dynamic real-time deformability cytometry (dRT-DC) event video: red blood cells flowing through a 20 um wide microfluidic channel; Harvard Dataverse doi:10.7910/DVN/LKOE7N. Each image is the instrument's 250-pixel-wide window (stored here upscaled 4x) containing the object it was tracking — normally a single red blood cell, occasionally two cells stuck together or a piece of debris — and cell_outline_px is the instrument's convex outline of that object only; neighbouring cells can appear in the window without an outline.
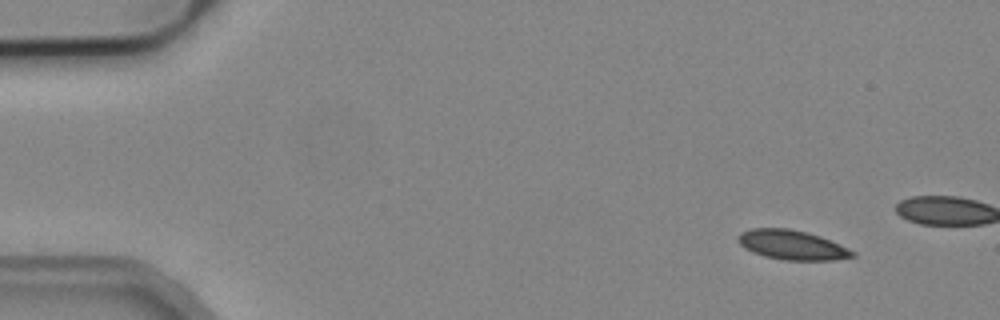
{"species": "common noctule bat (a hibernating species)", "species_latin": "Nyctalus noctula", "temperature_condition": "cold", "stored_images_in_passage": 2, "camera_frame_rate_fps": 3000, "um_per_image_px": 0.085, "animal": {"sex": "male", "body_mass_g": 19.2, "forearm_length_mm": 51.8}, "frame": {"image": 1, "passage_image": 1, "time_ms": 0.0, "image_size_px": [1000, 320], "cell_outline_px": [[856, 256], [832, 260], [784, 260], [764, 256], [752, 252], [744, 248], [736, 240], [736, 236], [740, 232], [752, 228], [788, 228], [820, 236], [840, 244], [856, 252]], "centroid_in_image_um": [67.29, 20.82], "position_along_channel_um": 17.7, "area_um2": 19.77}}